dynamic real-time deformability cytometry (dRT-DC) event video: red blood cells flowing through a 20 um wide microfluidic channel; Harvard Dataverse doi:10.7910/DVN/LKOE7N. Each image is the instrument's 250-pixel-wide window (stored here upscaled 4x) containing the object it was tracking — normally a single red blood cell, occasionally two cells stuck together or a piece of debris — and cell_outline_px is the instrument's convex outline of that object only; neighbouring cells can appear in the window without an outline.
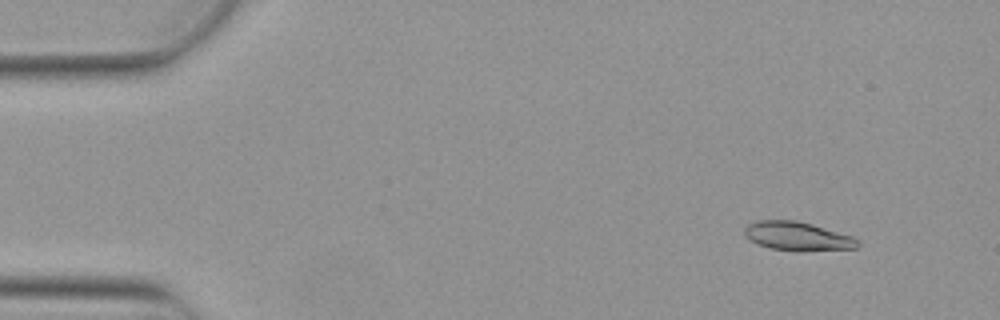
{"species": "Egyptian fruit bat (a non-hibernating species)", "species_latin": "Rousettus aegyptiacus", "temperature_condition": "warm", "stored_images_in_passage": 5, "camera_frame_rate_fps": 3000, "um_per_image_px": 0.085, "animal": {"sex": "female"}, "frame": {"image": 1, "passage_image": 2, "time_ms": 0.333, "image_size_px": [1000, 320], "cell_outline_px": [[860, 244], [856, 248], [768, 248], [752, 240], [744, 232], [744, 228], [748, 224], [756, 220], [796, 220], [812, 224], [852, 236], [860, 240]], "centroid_in_image_um": [67.76, 20.01], "position_along_channel_um": 17.2, "area_um2": 17.8}}
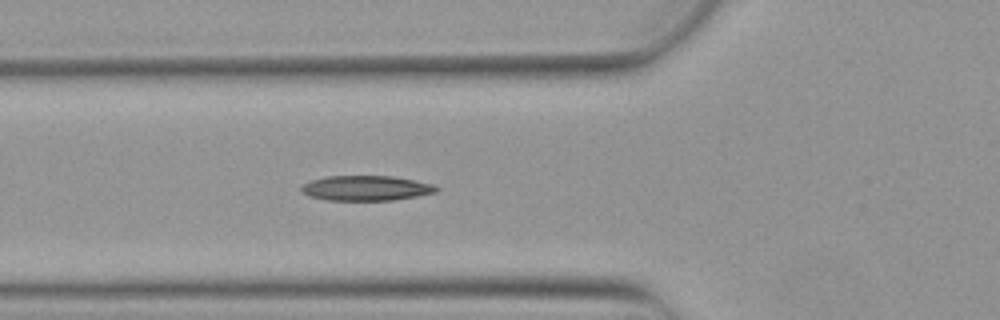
{"frame": {"image": 2, "passage_image": 5, "time_ms": 1.333, "image_size_px": [1000, 320], "cell_outline_px": [[440, 188], [436, 192], [416, 196], [392, 200], [328, 200], [308, 196], [300, 192], [300, 188], [304, 184], [312, 180], [328, 176], [392, 176], [432, 184]], "centroid_in_image_um": [31.08, 15.99], "position_along_channel_um": 94.7, "area_um2": 19.54}}